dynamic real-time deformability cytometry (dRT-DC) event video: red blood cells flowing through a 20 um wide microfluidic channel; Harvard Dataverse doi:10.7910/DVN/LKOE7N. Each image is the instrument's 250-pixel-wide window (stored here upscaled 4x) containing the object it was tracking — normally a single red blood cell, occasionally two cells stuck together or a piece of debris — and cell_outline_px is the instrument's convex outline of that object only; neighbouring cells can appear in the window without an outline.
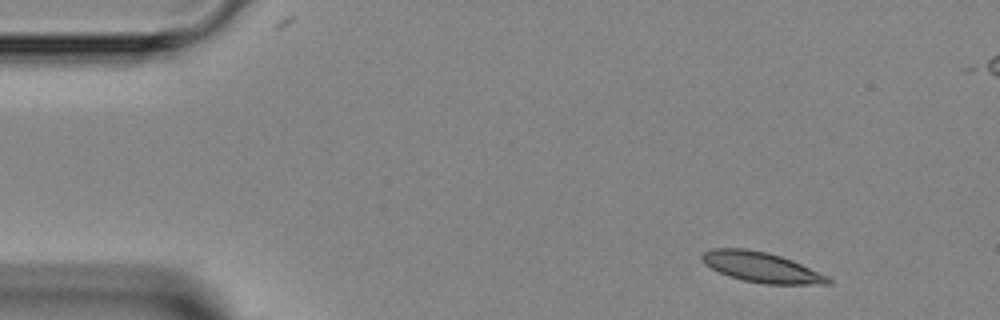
{"species": "Egyptian fruit bat (a non-hibernating species)", "species_latin": "Rousettus aegyptiacus", "temperature_condition": "room temperature", "stored_images_in_passage": 2, "camera_frame_rate_fps": 3000, "um_per_image_px": 0.085, "animal": {"sex": "female"}, "frame": {"image": 1, "passage_image": 2, "time_ms": 1.333, "image_size_px": [1000, 320], "cell_outline_px": [[832, 284], [764, 284], [744, 280], [728, 276], [704, 264], [700, 256], [704, 252], [712, 248], [744, 248], [768, 252], [792, 260], [828, 276], [832, 280]], "centroid_in_image_um": [64.71, 22.71], "position_along_channel_um": 20.3, "area_um2": 22.14}}